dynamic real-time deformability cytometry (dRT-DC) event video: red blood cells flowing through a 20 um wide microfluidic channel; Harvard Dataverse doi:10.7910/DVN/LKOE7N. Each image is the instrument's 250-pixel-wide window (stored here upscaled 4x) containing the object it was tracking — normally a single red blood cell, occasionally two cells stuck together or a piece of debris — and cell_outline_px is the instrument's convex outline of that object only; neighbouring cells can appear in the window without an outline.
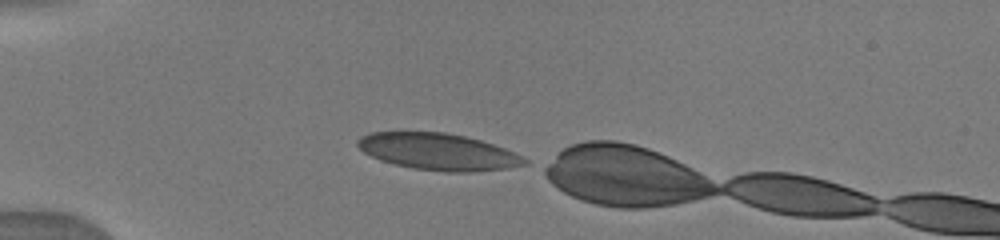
{"species": "human", "species_latin": "Homo sapiens", "temperature_condition": "warm", "stored_images_in_passage": 15, "camera_frame_rate_fps": 3000, "um_per_image_px": 0.085, "donor": {"sex": "male"}, "frame": {"image": 1, "passage_image": 1, "time_ms": 0.0, "image_size_px": [1000, 240], "cell_outline_px": [[528, 164], [508, 168], [472, 172], [448, 172], [412, 168], [380, 160], [364, 152], [356, 144], [356, 140], [360, 136], [372, 132], [444, 132], [464, 136], [480, 140], [504, 148], [524, 156], [528, 160]], "centroid_in_image_um": [37.26, 12.9], "position_along_channel_um": 47.7, "area_um2": 35.66}}